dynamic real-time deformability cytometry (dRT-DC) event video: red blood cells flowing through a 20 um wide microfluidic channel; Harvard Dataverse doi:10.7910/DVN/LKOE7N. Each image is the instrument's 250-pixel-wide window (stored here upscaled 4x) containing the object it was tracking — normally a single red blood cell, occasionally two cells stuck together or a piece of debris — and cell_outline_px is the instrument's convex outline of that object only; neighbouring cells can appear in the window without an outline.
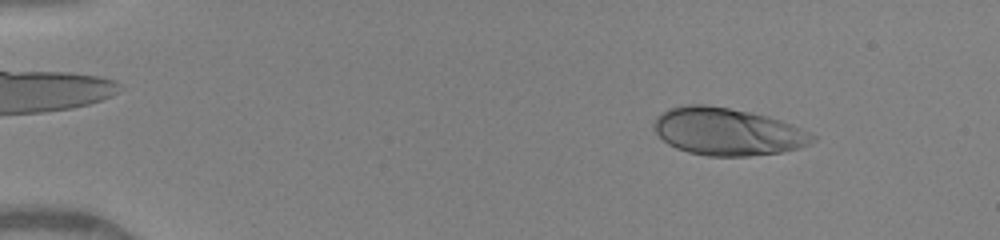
{"species": "human", "species_latin": "Homo sapiens", "temperature_condition": "warm", "stored_images_in_passage": 48, "camera_frame_rate_fps": 3000, "um_per_image_px": 0.085, "donor": {"sex": "female"}, "frame": {"image": 1, "passage_image": 6, "time_ms": 1.667, "image_size_px": [1000, 240], "cell_outline_px": [[816, 140], [812, 144], [800, 148], [780, 152], [748, 156], [708, 156], [688, 152], [676, 148], [668, 144], [656, 132], [652, 124], [656, 116], [668, 108], [688, 104], [704, 104], [752, 112], [768, 116], [792, 124], [816, 136]], "centroid_in_image_um": [61.84, 11.19], "position_along_channel_um": 23.2, "area_um2": 43.99}}
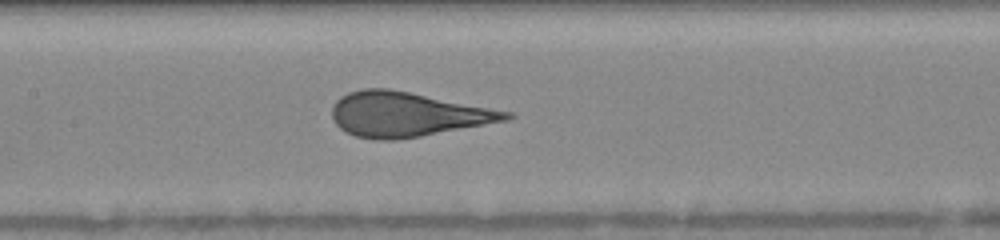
{"frame": {"image": 2, "passage_image": 24, "time_ms": 7.667, "image_size_px": [1000, 240], "cell_outline_px": [[516, 116], [508, 120], [420, 136], [396, 140], [376, 140], [356, 136], [344, 132], [332, 120], [332, 104], [340, 96], [348, 92], [364, 88], [388, 88], [512, 112]], "centroid_in_image_um": [34.55, 9.72], "position_along_channel_um": 172.8, "area_um2": 45.08}}
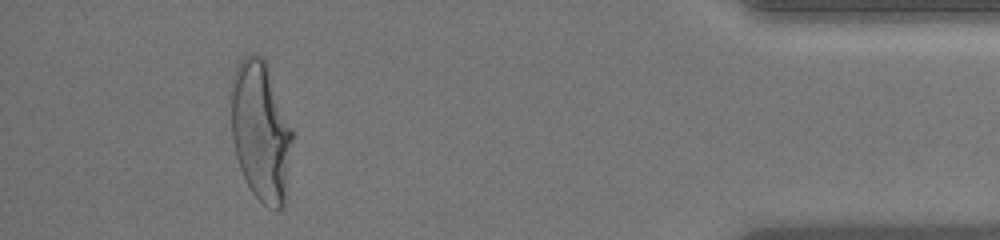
{"frame": {"image": 3, "passage_image": 45, "time_ms": 14.667, "image_size_px": [1000, 240], "cell_outline_px": [[292, 140], [284, 204], [280, 208], [268, 208], [252, 192], [240, 168], [236, 156], [232, 140], [228, 92], [232, 76], [240, 60], [248, 52], [264, 56], [268, 64], [292, 128]], "centroid_in_image_um": [22.12, 11.04], "position_along_channel_um": 413.1, "area_um2": 50.75}, "authors_computed_cell_mechanics": {"area_um2": 44.795, "velocity_mm_per_s": 4.1118, "shape_relaxation_time_tau1_ms": 5.0762, "shape_relaxation_time_tau2_ms": null, "deformation_change_tau1": 0.227, "deformation_change_tau2": null}}